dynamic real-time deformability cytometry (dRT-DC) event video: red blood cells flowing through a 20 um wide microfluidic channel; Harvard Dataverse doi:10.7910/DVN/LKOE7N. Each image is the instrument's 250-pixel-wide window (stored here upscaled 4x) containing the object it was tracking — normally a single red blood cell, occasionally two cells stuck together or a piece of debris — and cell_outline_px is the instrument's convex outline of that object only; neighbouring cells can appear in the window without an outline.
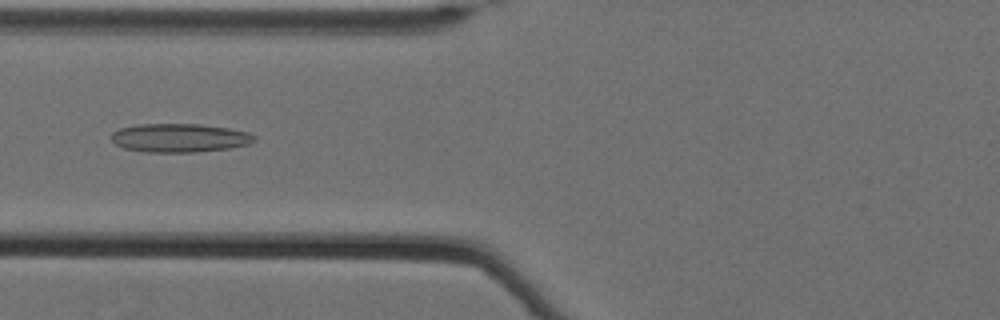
{"species": "Egyptian fruit bat (a non-hibernating species)", "species_latin": "Rousettus aegyptiacus", "temperature_condition": "cold", "stored_images_in_passage": 61, "camera_frame_rate_fps": 3000, "um_per_image_px": 0.085, "animal": {"sex": "female"}, "frame": {"image": 1, "passage_image": 28, "time_ms": 9.0, "image_size_px": [1000, 320], "cell_outline_px": [[256, 140], [248, 144], [228, 148], [196, 152], [144, 152], [124, 148], [116, 144], [108, 136], [112, 132], [120, 128], [136, 124], [200, 124], [228, 128], [248, 132], [256, 136]], "centroid_in_image_um": [15.23, 11.71], "position_along_channel_um": 110.6, "area_um2": 23.99}}
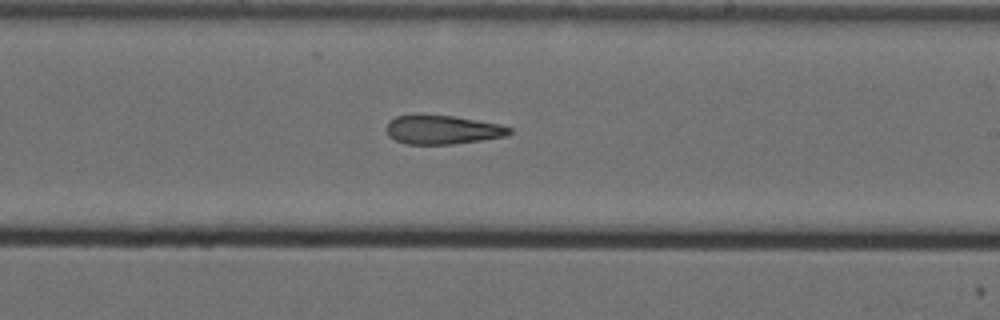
{"frame": {"image": 2, "passage_image": 40, "time_ms": 13.0, "image_size_px": [1000, 320], "cell_outline_px": [[512, 132], [508, 136], [452, 144], [404, 144], [388, 136], [388, 120], [396, 116], [412, 112], [452, 116], [500, 124], [512, 128]], "centroid_in_image_um": [37.57, 11.0], "position_along_channel_um": 251.4, "area_um2": 21.15}}
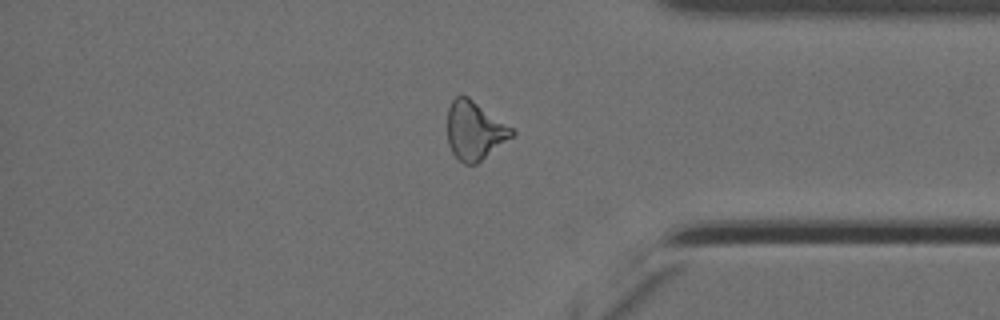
{"frame": {"image": 3, "passage_image": 53, "time_ms": 17.333, "image_size_px": [1000, 320], "cell_outline_px": [[516, 132], [512, 136], [476, 164], [464, 164], [452, 152], [448, 144], [448, 108], [452, 100], [456, 96], [468, 96], [512, 128]], "centroid_in_image_um": [40.32, 11.09], "position_along_channel_um": 394.9, "area_um2": 21.56}}